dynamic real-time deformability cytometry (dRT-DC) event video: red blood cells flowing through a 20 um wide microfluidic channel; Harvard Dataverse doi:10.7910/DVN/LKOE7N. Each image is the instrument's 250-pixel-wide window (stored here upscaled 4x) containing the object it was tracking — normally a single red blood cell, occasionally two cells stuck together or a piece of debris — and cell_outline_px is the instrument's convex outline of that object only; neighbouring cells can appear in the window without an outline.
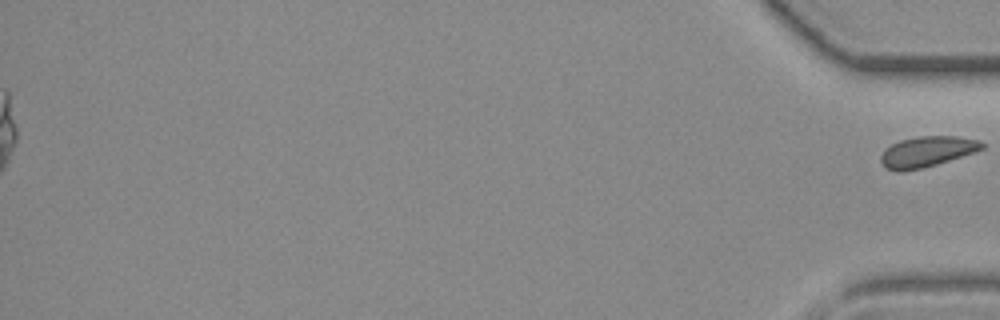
{"species": "common noctule bat (a hibernating species)", "species_latin": "Nyctalus noctula", "temperature_condition": "room temperature", "stored_images_in_passage": 41, "segment_of_instrument_passage": [2, 2], "camera_frame_rate_fps": 3000, "um_per_image_px": 0.085, "animal": {"sex": "female", "body_mass_g": 19.3, "forearm_length_mm": 54.1}, "frame": {"image": 1, "passage_image": 41, "time_ms": 13.333, "image_size_px": [1000, 320], "cell_outline_px": [[984, 148], [936, 164], [920, 168], [900, 172], [896, 172], [884, 168], [880, 160], [880, 156], [884, 148], [900, 140], [916, 136], [960, 136], [980, 140], [984, 144]], "centroid_in_image_um": [78.73, 12.88], "position_along_channel_um": 356.5, "area_um2": 18.03}}